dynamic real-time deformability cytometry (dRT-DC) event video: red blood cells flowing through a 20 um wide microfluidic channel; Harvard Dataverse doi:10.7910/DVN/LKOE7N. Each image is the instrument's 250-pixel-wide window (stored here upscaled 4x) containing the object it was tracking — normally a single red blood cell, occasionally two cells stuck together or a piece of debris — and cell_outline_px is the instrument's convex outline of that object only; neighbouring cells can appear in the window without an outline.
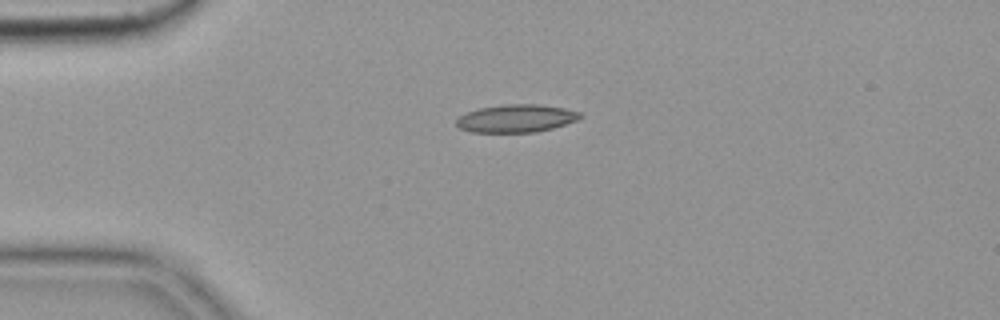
{"species": "common noctule bat (a hibernating species)", "species_latin": "Nyctalus noctula", "temperature_condition": "cold", "stored_images_in_passage": 43, "camera_frame_rate_fps": 3000, "um_per_image_px": 0.085, "animal": {"sex": "female", "body_mass_g": 19.9}, "frame": {"image": 1, "passage_image": 1, "time_ms": 0.0, "image_size_px": [1000, 320], "cell_outline_px": [[580, 116], [576, 120], [552, 128], [536, 132], [472, 132], [460, 128], [456, 124], [456, 120], [460, 116], [468, 112], [480, 108], [508, 104], [540, 104], [564, 108], [580, 112]], "centroid_in_image_um": [43.86, 10.06], "position_along_channel_um": 41.1, "area_um2": 19.77}}
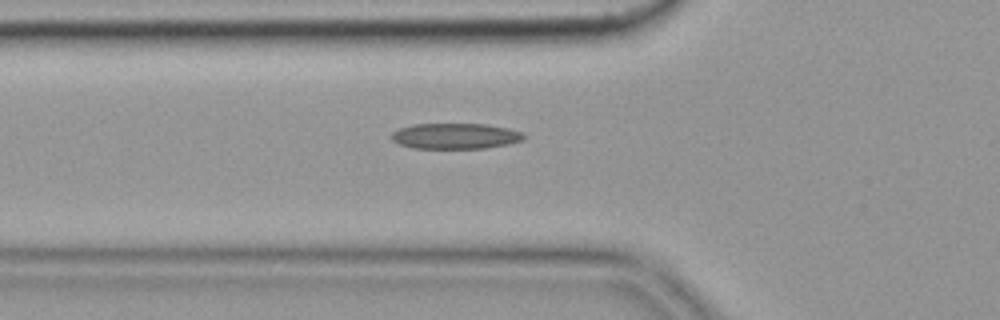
{"frame": {"image": 2, "passage_image": 7, "time_ms": 2.0, "image_size_px": [1000, 320], "cell_outline_px": [[524, 140], [508, 144], [484, 148], [412, 148], [400, 144], [392, 140], [392, 132], [400, 128], [412, 124], [488, 124], [508, 128], [520, 132], [524, 136]], "centroid_in_image_um": [38.7, 11.56], "position_along_channel_um": 87.1, "area_um2": 19.71}}
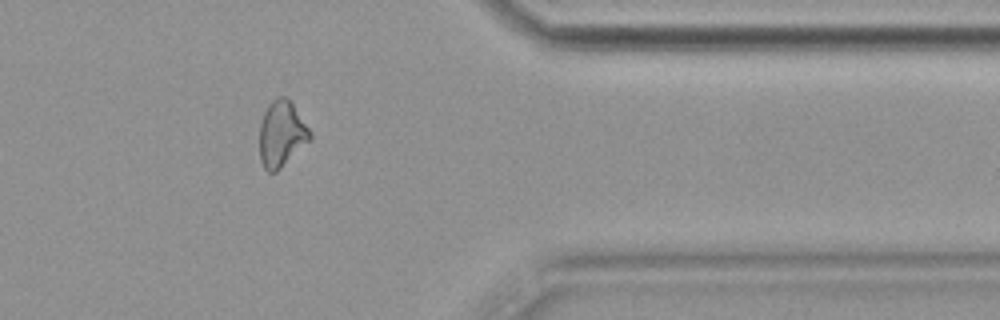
{"frame": {"image": 3, "passage_image": 33, "time_ms": 10.667, "image_size_px": [1000, 320], "cell_outline_px": [[312, 140], [276, 172], [268, 172], [264, 168], [260, 160], [260, 124], [264, 112], [268, 104], [276, 96], [284, 96], [292, 104], [308, 128], [312, 136]], "centroid_in_image_um": [23.93, 11.4], "position_along_channel_um": 387.5, "area_um2": 19.31}, "authors_computed_cell_mechanics": {"area_um2": 19.0162, "velocity_mm_per_s": 3.6407, "shape_relaxation_time_tau1_ms": null, "shape_relaxation_time_tau2_ms": 3.2861, "deformation_change_tau1": null, "deformation_change_tau2": 0.1218}}